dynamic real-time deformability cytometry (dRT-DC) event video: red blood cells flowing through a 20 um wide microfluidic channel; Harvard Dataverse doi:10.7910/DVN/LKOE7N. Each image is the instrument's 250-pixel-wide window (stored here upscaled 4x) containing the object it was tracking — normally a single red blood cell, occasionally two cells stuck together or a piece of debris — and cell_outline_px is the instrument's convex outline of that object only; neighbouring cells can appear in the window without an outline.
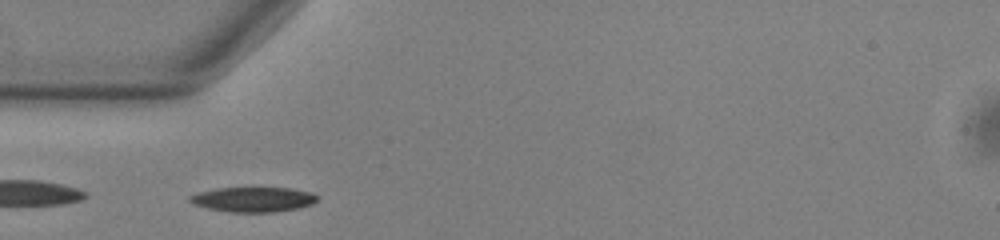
{"species": "common noctule bat (a hibernating species)", "species_latin": "Nyctalus noctula", "temperature_condition": "warm", "stored_images_in_passage": 50, "segment_of_instrument_passage": [2, 2], "camera_frame_rate_fps": 3000, "um_per_image_px": 0.085, "animal": {"sex": "male", "body_mass_g": 13.0, "forearm_length_mm": 53.1}, "frame": {"image": 1, "passage_image": 13, "time_ms": 4.0, "image_size_px": [1000, 240], "cell_outline_px": [[320, 196], [312, 204], [296, 208], [276, 212], [232, 212], [208, 208], [192, 204], [188, 200], [188, 196], [200, 192], [216, 188], [252, 184], [292, 188], [312, 192]], "centroid_in_image_um": [21.53, 16.88], "position_along_channel_um": 63.5, "area_um2": 19.59}}
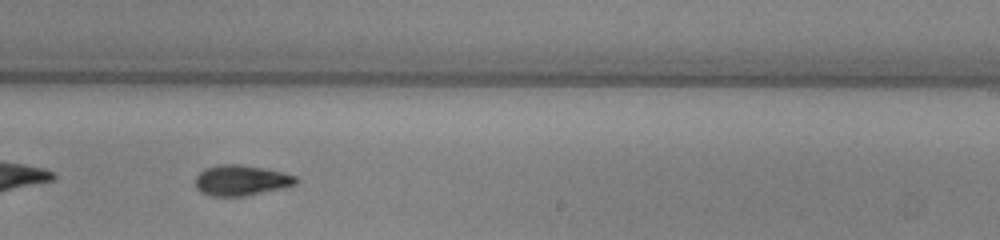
{"frame": {"image": 2, "passage_image": 29, "time_ms": 9.333, "image_size_px": [1000, 240], "cell_outline_px": [[300, 180], [296, 184], [284, 188], [244, 196], [208, 196], [200, 192], [196, 188], [196, 176], [204, 168], [216, 164], [240, 164], [264, 168], [296, 176]], "centroid_in_image_um": [20.48, 15.33], "position_along_channel_um": 268.5, "area_um2": 18.09}}
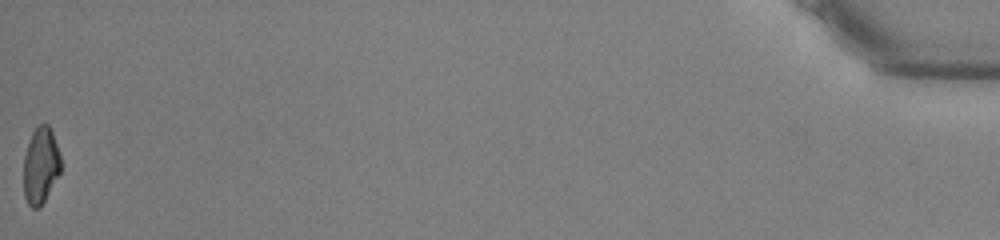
{"frame": {"image": 3, "passage_image": 50, "time_ms": 16.333, "image_size_px": [1000, 240], "cell_outline_px": [[60, 172], [40, 208], [32, 208], [28, 204], [24, 196], [24, 156], [32, 132], [40, 124], [48, 124], [52, 132], [60, 156]], "centroid_in_image_um": [3.44, 14.09], "position_along_channel_um": 431.8, "area_um2": 16.3}}